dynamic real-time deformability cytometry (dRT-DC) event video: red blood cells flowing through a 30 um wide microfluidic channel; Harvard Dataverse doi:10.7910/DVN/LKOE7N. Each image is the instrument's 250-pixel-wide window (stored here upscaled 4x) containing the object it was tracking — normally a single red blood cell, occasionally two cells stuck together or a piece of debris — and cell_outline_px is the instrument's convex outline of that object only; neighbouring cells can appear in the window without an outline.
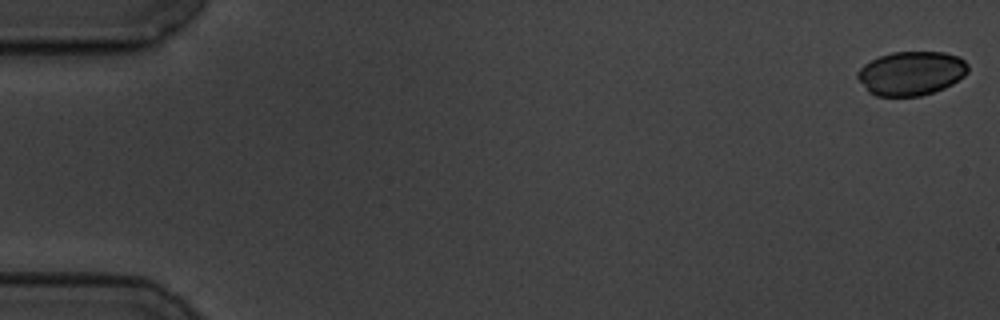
{"species": "common noctule bat (a hibernating species)", "species_latin": "Nyctalus noctula", "temperature_condition": "cold", "stored_images_in_passage": 58, "camera_frame_rate_fps": 3000, "um_per_image_px": 0.085, "animal": {"sex": "male", "body_mass_g": 19.5, "forearm_length_mm": 54.6}, "frame": {"image": 1, "passage_image": 1, "time_ms": 0.0, "image_size_px": [1000, 320], "cell_outline_px": [[968, 72], [964, 76], [952, 84], [944, 88], [920, 96], [876, 96], [868, 92], [856, 76], [856, 72], [864, 64], [880, 56], [892, 52], [944, 52], [960, 56], [968, 64]], "centroid_in_image_um": [77.46, 6.22], "position_along_channel_um": 7.5, "area_um2": 28.44}}
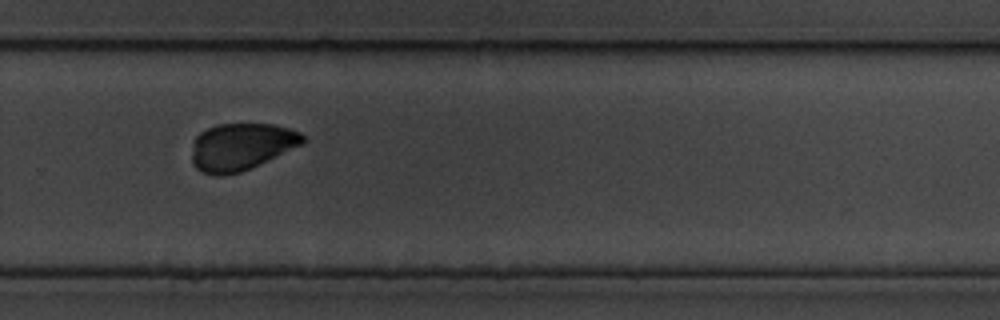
{"frame": {"image": 2, "passage_image": 40, "time_ms": 13.0, "image_size_px": [1000, 320], "cell_outline_px": [[304, 144], [240, 172], [224, 176], [216, 176], [200, 172], [192, 164], [192, 156], [196, 136], [200, 132], [216, 124], [272, 124], [288, 128], [300, 132], [304, 136]], "centroid_in_image_um": [20.49, 12.48], "position_along_channel_um": 309.3, "area_um2": 30.4}}
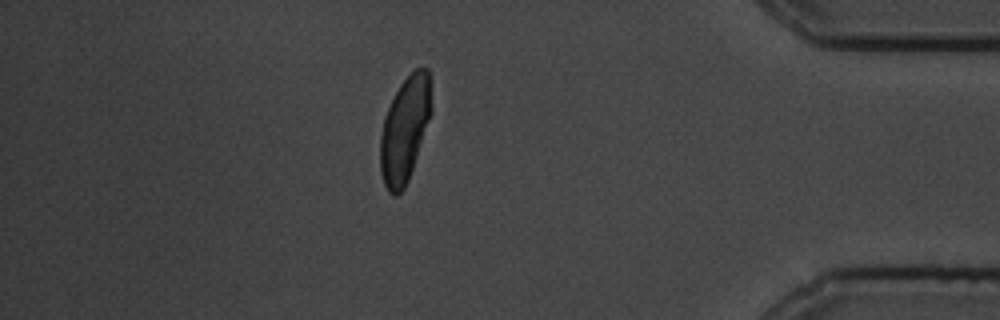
{"frame": {"image": 3, "passage_image": 51, "time_ms": 16.667, "image_size_px": [1000, 320], "cell_outline_px": [[432, 112], [408, 180], [404, 188], [396, 196], [392, 196], [388, 192], [384, 184], [380, 172], [380, 136], [384, 116], [400, 84], [416, 68], [428, 68], [432, 108]], "centroid_in_image_um": [34.39, 11.03], "position_along_channel_um": 400.8, "area_um2": 31.15}}